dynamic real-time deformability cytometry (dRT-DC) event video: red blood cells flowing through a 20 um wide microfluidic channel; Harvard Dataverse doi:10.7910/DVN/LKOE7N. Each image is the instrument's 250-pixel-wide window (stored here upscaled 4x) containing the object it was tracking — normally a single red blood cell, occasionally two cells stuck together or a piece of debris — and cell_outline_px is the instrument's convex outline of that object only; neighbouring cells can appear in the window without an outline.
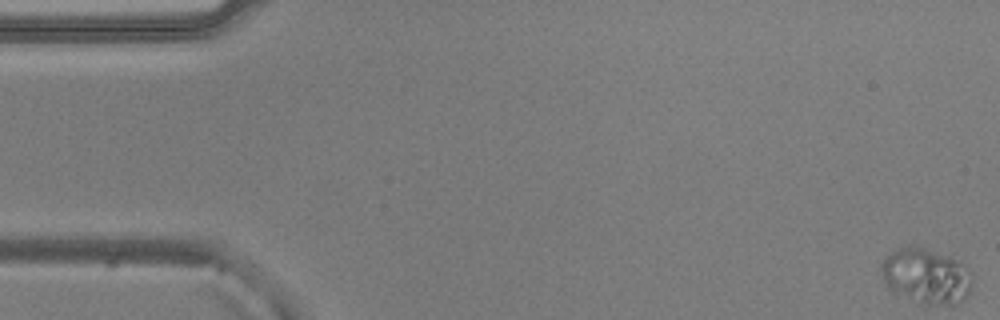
{"species": "common noctule bat (a hibernating species)", "species_latin": "Nyctalus noctula", "temperature_condition": "warm", "stored_images_in_passage": 15, "camera_frame_rate_fps": 3000, "um_per_image_px": 0.085, "animal": {"sex": "male", "body_mass_g": 20.5, "forearm_length_mm": 52.5}, "frame": {"image": 1, "passage_image": 1, "time_ms": 0.0, "image_size_px": [1000, 320], "cell_outline_px": [[972, 284], [968, 296], [960, 304], [924, 304], [892, 292], [888, 288], [884, 280], [880, 268], [880, 264], [892, 252], [908, 244], [916, 244], [952, 256], [960, 260], [972, 272]], "centroid_in_image_um": [78.77, 23.43], "position_along_channel_um": 6.2, "area_um2": 30.06}}
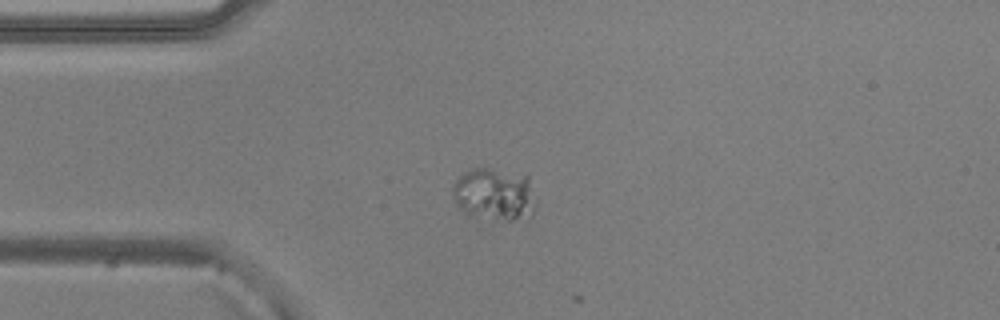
{"frame": {"image": 2, "passage_image": 14, "time_ms": 4.333, "image_size_px": [1000, 320], "cell_outline_px": [[536, 208], [532, 216], [512, 220], [508, 220], [468, 216], [456, 204], [452, 196], [452, 188], [456, 180], [464, 172], [472, 168], [488, 168], [528, 176], [536, 200]], "centroid_in_image_um": [42.02, 16.53], "position_along_channel_um": 43.0, "area_um2": 25.66}}